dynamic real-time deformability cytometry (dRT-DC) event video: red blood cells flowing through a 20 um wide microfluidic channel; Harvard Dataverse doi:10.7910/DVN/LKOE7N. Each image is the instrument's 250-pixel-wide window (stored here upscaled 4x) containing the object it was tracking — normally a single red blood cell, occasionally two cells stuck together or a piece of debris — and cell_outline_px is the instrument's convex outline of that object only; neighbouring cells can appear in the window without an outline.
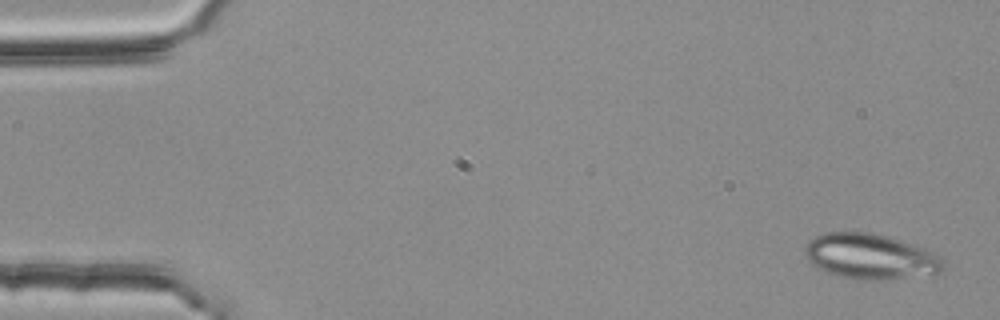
{"species": "common noctule bat (a hibernating species)", "species_latin": "Nyctalus noctula", "temperature_condition": "room temperature", "stored_images_in_passage": 5, "camera_frame_rate_fps": 3000, "um_per_image_px": 0.085, "animal": {"sex": "female", "body_mass_g": 25.1}, "frame": {"image": 1, "passage_image": 1, "time_ms": 0.0, "image_size_px": [1000, 320], "cell_outline_px": [[944, 264], [936, 272], [888, 280], [856, 280], [840, 276], [816, 268], [804, 256], [804, 248], [808, 240], [824, 232], [872, 232], [888, 236], [936, 252], [944, 256]], "centroid_in_image_um": [73.94, 21.79], "position_along_channel_um": 11.1, "area_um2": 36.82}}